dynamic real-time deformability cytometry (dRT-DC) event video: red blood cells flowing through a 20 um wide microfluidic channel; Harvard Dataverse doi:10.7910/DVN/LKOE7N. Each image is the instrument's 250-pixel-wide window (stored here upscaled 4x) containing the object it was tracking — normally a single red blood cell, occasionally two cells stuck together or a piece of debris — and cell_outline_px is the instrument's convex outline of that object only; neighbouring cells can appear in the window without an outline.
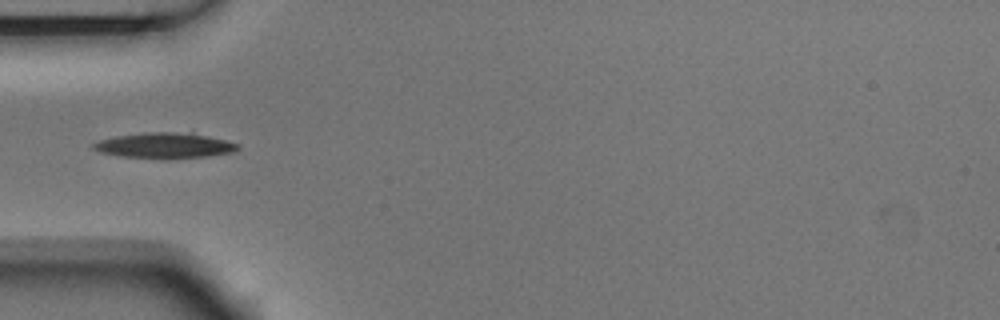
{"species": "Egyptian fruit bat (a non-hibernating species)", "species_latin": "Rousettus aegyptiacus", "temperature_condition": "room temperature", "stored_images_in_passage": 4, "camera_frame_rate_fps": 3000, "um_per_image_px": 0.085, "animal": {"sex": "male"}, "frame": {"image": 1, "passage_image": 4, "time_ms": 1.0, "image_size_px": [1000, 320], "cell_outline_px": [[240, 148], [232, 152], [208, 156], [168, 160], [120, 156], [100, 152], [92, 148], [92, 144], [100, 140], [116, 136], [144, 132], [192, 132], [240, 144]], "centroid_in_image_um": [14.01, 12.38], "position_along_channel_um": 71.0, "area_um2": 21.85}}